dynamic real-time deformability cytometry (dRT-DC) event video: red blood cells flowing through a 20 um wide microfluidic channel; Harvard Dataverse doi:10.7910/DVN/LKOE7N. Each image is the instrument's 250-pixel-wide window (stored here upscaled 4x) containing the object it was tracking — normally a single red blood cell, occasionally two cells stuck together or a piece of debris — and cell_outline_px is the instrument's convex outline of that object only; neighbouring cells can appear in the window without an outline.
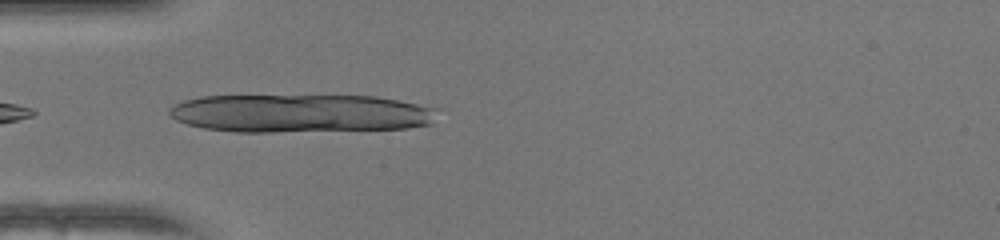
{"species": "human", "species_latin": "Homo sapiens", "temperature_condition": "warm", "stored_images_in_passage": 34, "camera_frame_rate_fps": 3000, "um_per_image_px": 0.085, "donor": {"sex": "female"}, "frame": {"image": 1, "passage_image": 1, "time_ms": 0.0, "image_size_px": [1000, 240], "cell_outline_px": [[440, 108], [432, 124], [408, 128], [272, 132], [232, 132], [204, 128], [188, 124], [176, 120], [168, 112], [168, 108], [184, 100], [200, 96], [376, 96]], "centroid_in_image_um": [25.57, 9.63], "position_along_channel_um": 59.4, "area_um2": 60.0}}